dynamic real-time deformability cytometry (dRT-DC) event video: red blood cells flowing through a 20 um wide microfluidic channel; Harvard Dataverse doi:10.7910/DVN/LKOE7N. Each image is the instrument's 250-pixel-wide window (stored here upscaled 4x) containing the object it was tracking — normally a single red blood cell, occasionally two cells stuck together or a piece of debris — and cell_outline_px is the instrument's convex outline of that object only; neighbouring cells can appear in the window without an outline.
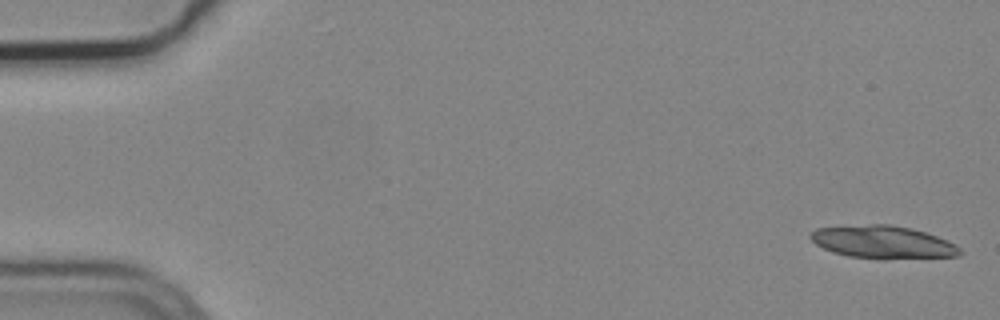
{"species": "common noctule bat (a hibernating species)", "species_latin": "Nyctalus noctula", "temperature_condition": "cold", "stored_images_in_passage": 5, "camera_frame_rate_fps": 3000, "um_per_image_px": 0.085, "animal": {"sex": "male", "body_mass_g": 19.2, "forearm_length_mm": 51.8}, "frame": {"image": 1, "passage_image": 1, "time_ms": 0.0, "image_size_px": [1000, 320], "cell_outline_px": [[964, 252], [960, 256], [880, 260], [848, 256], [832, 252], [816, 244], [808, 236], [816, 228], [868, 224], [888, 224], [912, 228], [936, 236], [956, 244]], "centroid_in_image_um": [75.07, 20.6], "position_along_channel_um": 9.9, "area_um2": 28.9}}